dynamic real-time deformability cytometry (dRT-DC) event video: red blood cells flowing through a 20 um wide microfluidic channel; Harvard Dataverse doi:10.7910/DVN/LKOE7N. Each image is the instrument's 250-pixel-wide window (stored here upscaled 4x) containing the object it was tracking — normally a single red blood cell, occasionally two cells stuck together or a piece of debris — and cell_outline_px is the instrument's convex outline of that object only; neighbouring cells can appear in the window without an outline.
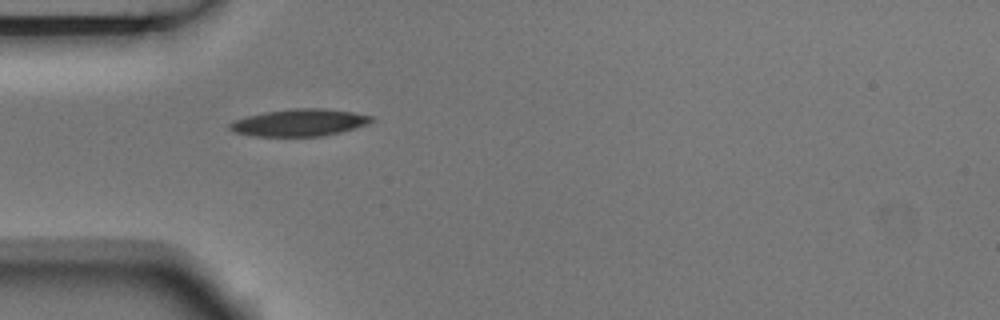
{"species": "Egyptian fruit bat (a non-hibernating species)", "species_latin": "Rousettus aegyptiacus", "temperature_condition": "room temperature", "stored_images_in_passage": 10, "camera_frame_rate_fps": 3000, "um_per_image_px": 0.085, "animal": {"sex": "male"}, "frame": {"image": 1, "passage_image": 4, "time_ms": 1.0, "image_size_px": [1000, 320], "cell_outline_px": [[376, 120], [368, 124], [356, 128], [324, 136], [252, 136], [236, 132], [228, 128], [228, 124], [232, 120], [264, 112], [292, 108], [324, 108], [352, 112], [372, 116]], "centroid_in_image_um": [25.46, 10.42], "position_along_channel_um": 59.5, "area_um2": 22.54}}
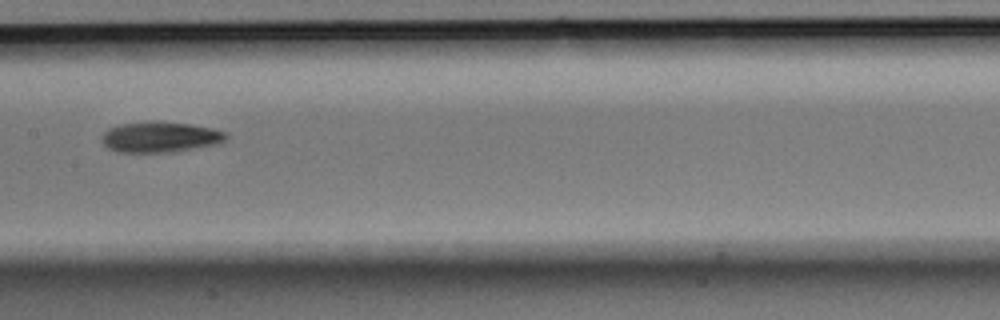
{"frame": {"image": 2, "passage_image": 7, "time_ms": 2.0, "image_size_px": [1000, 320], "cell_outline_px": [[228, 136], [224, 140], [212, 144], [172, 152], [120, 152], [108, 148], [104, 144], [104, 132], [108, 128], [120, 124], [144, 120], [160, 120], [192, 124], [212, 128], [228, 132]], "centroid_in_image_um": [13.61, 11.61], "position_along_channel_um": 193.8, "area_um2": 22.25}}
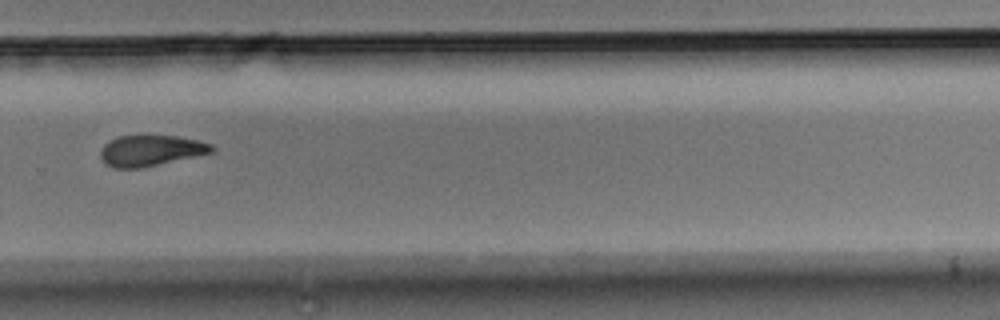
{"frame": {"image": 3, "passage_image": 10, "time_ms": 3.0, "image_size_px": [1000, 320], "cell_outline_px": [[216, 148], [212, 152], [140, 168], [112, 168], [104, 164], [100, 156], [100, 152], [104, 144], [108, 140], [116, 136], [176, 136], [196, 140], [212, 144]], "centroid_in_image_um": [12.75, 12.8], "position_along_channel_um": 317.0, "area_um2": 19.88}}